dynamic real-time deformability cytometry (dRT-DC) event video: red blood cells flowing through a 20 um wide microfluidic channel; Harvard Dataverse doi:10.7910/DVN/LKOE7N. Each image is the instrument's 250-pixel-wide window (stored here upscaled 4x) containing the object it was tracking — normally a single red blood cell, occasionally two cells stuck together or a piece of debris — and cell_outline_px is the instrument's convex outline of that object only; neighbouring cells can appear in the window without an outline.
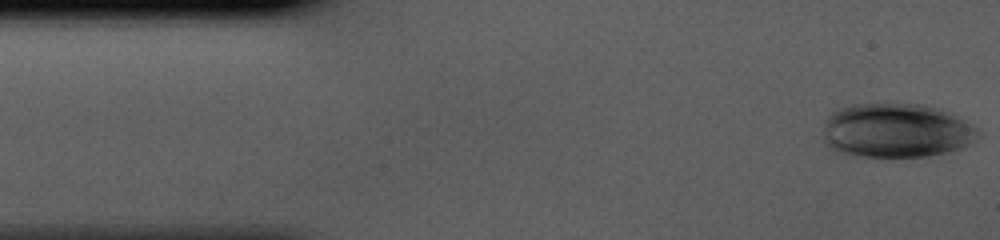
{"species": "human", "species_latin": "Homo sapiens", "temperature_condition": "cold", "stored_images_in_passage": 42, "camera_frame_rate_fps": 3000, "um_per_image_px": 0.085, "donor": {"sex": "male"}, "frame": {"image": 1, "passage_image": 1, "time_ms": 0.0, "image_size_px": [1000, 240], "cell_outline_px": [[980, 136], [964, 148], [948, 152], [928, 156], [852, 156], [836, 152], [828, 148], [824, 144], [824, 120], [832, 112], [840, 108], [852, 104], [924, 104], [948, 112], [964, 120], [976, 128], [980, 132]], "centroid_in_image_um": [76.16, 11.11], "position_along_channel_um": 8.8, "area_um2": 49.36}}
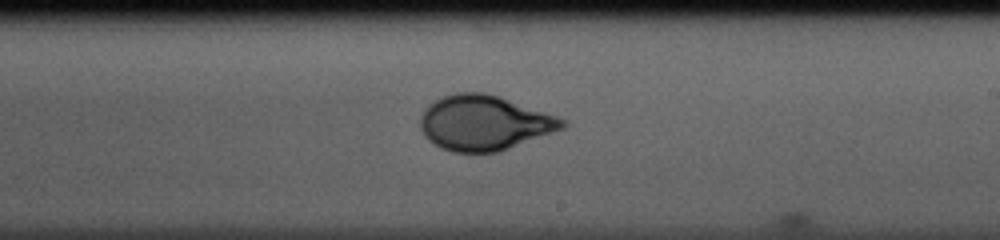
{"frame": {"image": 2, "passage_image": 24, "time_ms": 7.667, "image_size_px": [1000, 240], "cell_outline_px": [[568, 124], [564, 128], [500, 152], [452, 152], [440, 148], [428, 140], [424, 136], [420, 128], [420, 116], [424, 108], [428, 104], [444, 96], [460, 92], [484, 92], [500, 96], [556, 116], [564, 120]], "centroid_in_image_um": [41.13, 10.45], "position_along_channel_um": 247.9, "area_um2": 45.6}}
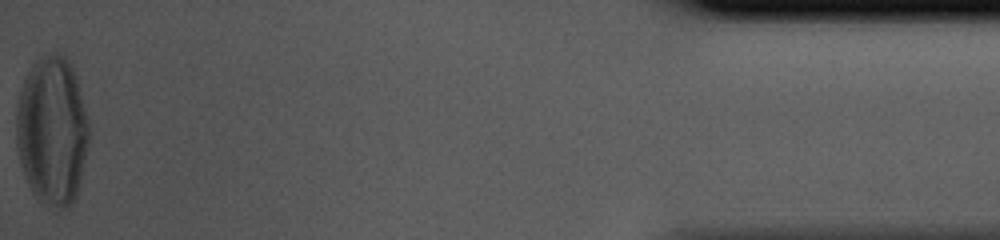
{"frame": {"image": 3, "passage_image": 42, "time_ms": 13.667, "image_size_px": [1000, 240], "cell_outline_px": [[88, 144], [80, 184], [76, 200], [68, 208], [56, 212], [40, 204], [32, 192], [24, 176], [16, 144], [16, 112], [20, 92], [24, 80], [32, 64], [40, 56], [48, 52], [60, 52], [68, 60], [76, 76], [88, 120]], "centroid_in_image_um": [4.43, 11.18], "position_along_channel_um": 430.8, "area_um2": 64.04}}